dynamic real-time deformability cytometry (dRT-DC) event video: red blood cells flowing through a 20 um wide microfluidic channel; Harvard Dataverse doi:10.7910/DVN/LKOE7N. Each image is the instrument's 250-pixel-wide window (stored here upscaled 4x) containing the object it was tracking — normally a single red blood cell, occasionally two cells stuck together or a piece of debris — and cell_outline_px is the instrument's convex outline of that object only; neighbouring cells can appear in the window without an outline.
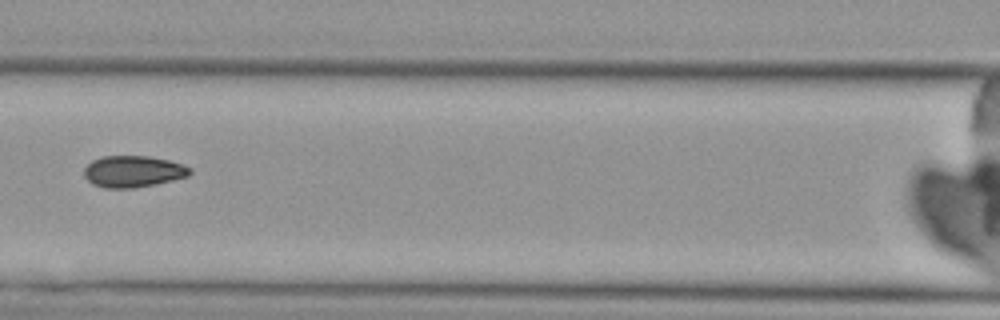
{"species": "Egyptian fruit bat (a non-hibernating species)", "species_latin": "Rousettus aegyptiacus", "temperature_condition": "cold", "stored_images_in_passage": 10, "camera_frame_rate_fps": 3000, "um_per_image_px": 0.085, "animal": {"sex": "female"}, "frame": {"image": 1, "passage_image": 7, "time_ms": 8.333, "image_size_px": [1000, 320], "cell_outline_px": [[192, 172], [188, 176], [156, 184], [132, 188], [104, 188], [92, 184], [84, 176], [84, 168], [92, 160], [100, 156], [148, 156], [168, 160], [192, 168]], "centroid_in_image_um": [11.29, 14.57], "position_along_channel_um": 155.3, "area_um2": 19.48}}
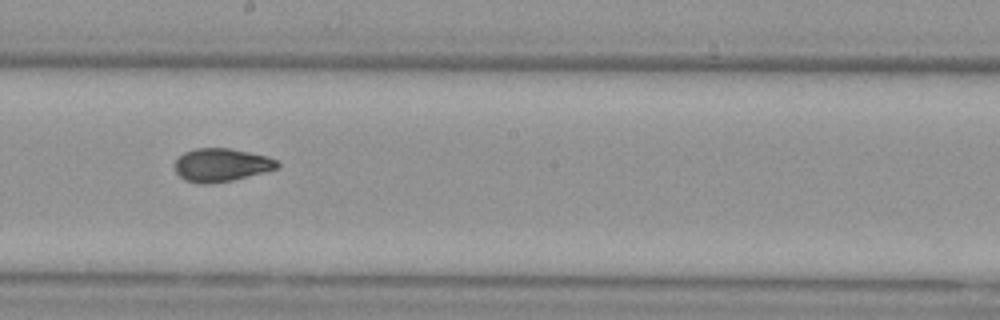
{"frame": {"image": 2, "passage_image": 9, "time_ms": 10.333, "image_size_px": [1000, 320], "cell_outline_px": [[280, 164], [276, 168], [264, 172], [232, 180], [204, 184], [200, 184], [184, 180], [176, 172], [176, 160], [184, 152], [196, 148], [228, 148], [268, 156], [276, 160]], "centroid_in_image_um": [18.8, 14.02], "position_along_channel_um": 229.4, "area_um2": 19.59}}
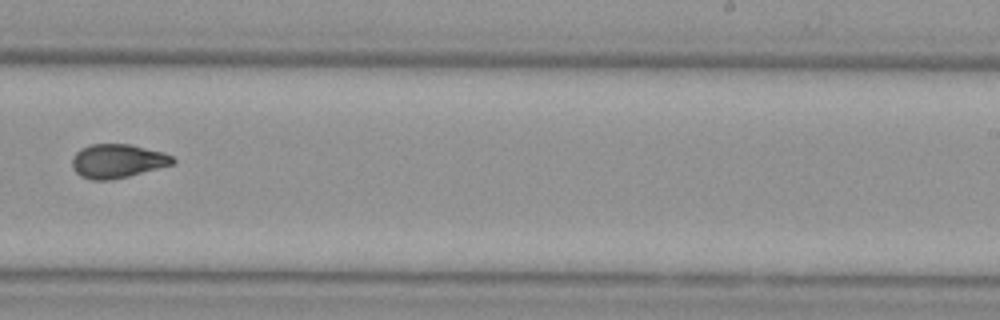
{"frame": {"image": 3, "passage_image": 10, "time_ms": 11.667, "image_size_px": [1000, 320], "cell_outline_px": [[176, 164], [112, 180], [92, 180], [80, 176], [72, 168], [72, 156], [80, 148], [88, 144], [132, 144], [164, 152], [172, 156], [176, 160]], "centroid_in_image_um": [10.0, 13.68], "position_along_channel_um": 279.0, "area_um2": 20.23}}